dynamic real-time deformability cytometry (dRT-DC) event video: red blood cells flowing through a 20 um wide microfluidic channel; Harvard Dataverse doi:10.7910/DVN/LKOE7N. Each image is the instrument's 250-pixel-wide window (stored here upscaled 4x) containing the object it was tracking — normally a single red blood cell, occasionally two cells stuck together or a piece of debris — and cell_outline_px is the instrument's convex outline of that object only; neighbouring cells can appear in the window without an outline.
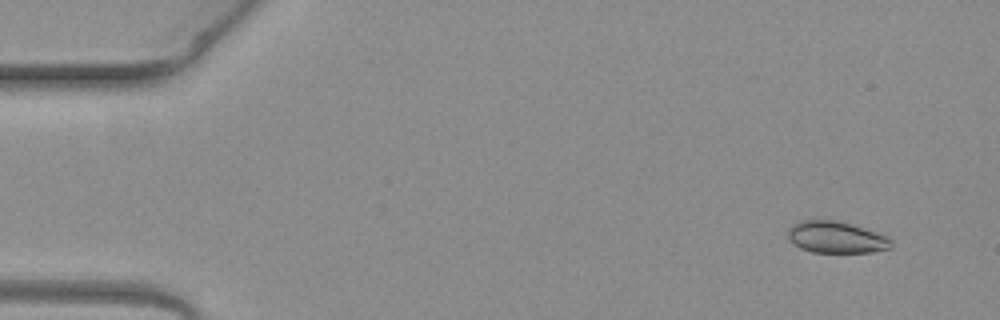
{"species": "common noctule bat (a hibernating species)", "species_latin": "Nyctalus noctula", "temperature_condition": "warm", "stored_images_in_passage": 5, "camera_frame_rate_fps": 3000, "um_per_image_px": 0.085, "animal": {"sex": "female", "body_mass_g": 19.3, "forearm_length_mm": 54.1}, "frame": {"image": 1, "passage_image": 1, "time_ms": 0.0, "image_size_px": [1000, 320], "cell_outline_px": [[892, 248], [872, 252], [812, 252], [800, 248], [788, 236], [788, 228], [792, 224], [800, 220], [836, 220], [852, 224], [888, 236], [892, 240]], "centroid_in_image_um": [71.1, 20.16], "position_along_channel_um": 13.9, "area_um2": 19.07}}